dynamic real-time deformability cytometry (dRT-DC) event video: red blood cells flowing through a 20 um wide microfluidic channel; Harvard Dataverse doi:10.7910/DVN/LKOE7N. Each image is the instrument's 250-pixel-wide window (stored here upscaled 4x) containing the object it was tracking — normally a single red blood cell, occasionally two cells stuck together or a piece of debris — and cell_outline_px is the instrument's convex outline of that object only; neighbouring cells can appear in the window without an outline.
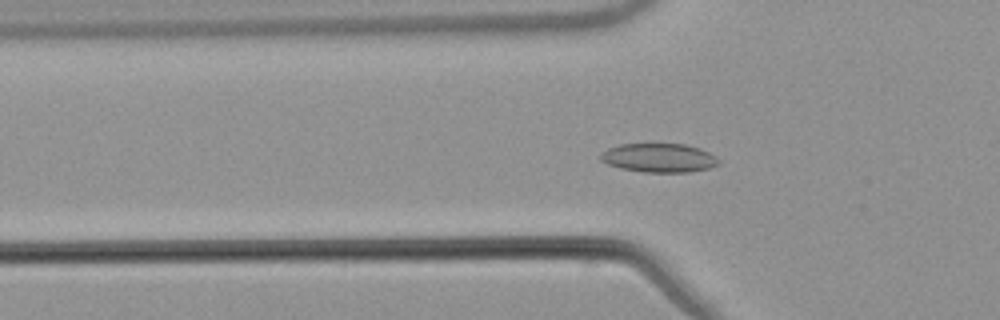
{"species": "common noctule bat (a hibernating species)", "species_latin": "Nyctalus noctula", "temperature_condition": "warm", "stored_images_in_passage": 55, "camera_frame_rate_fps": 3000, "um_per_image_px": 0.085, "animal": {"sex": "male", "body_mass_g": 21.5, "forearm_length_mm": 52.0}, "frame": {"image": 1, "passage_image": 19, "time_ms": 6.0, "image_size_px": [1000, 320], "cell_outline_px": [[720, 164], [708, 168], [688, 172], [644, 172], [620, 168], [608, 164], [600, 160], [600, 156], [608, 148], [620, 144], [684, 144], [700, 148], [716, 156], [720, 160]], "centroid_in_image_um": [56.04, 13.42], "position_along_channel_um": 69.8, "area_um2": 19.83}}
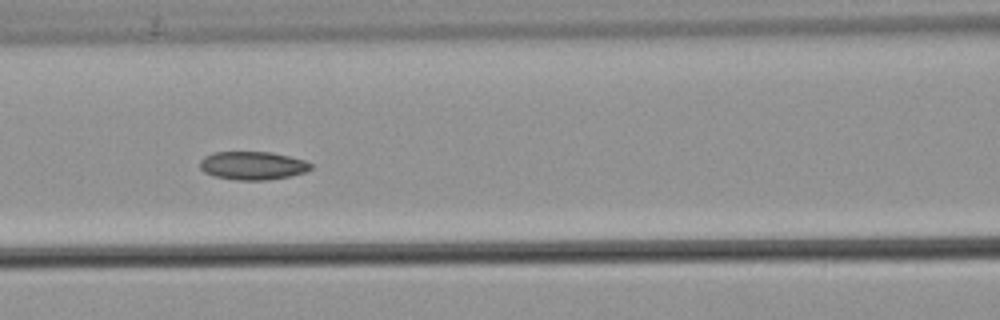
{"frame": {"image": 2, "passage_image": 25, "time_ms": 8.0, "image_size_px": [1000, 320], "cell_outline_px": [[312, 168], [304, 172], [292, 176], [264, 180], [236, 180], [212, 176], [204, 172], [200, 168], [200, 160], [204, 156], [212, 152], [272, 152], [304, 160], [312, 164]], "centroid_in_image_um": [21.45, 14.07], "position_along_channel_um": 145.2, "area_um2": 18.38}}
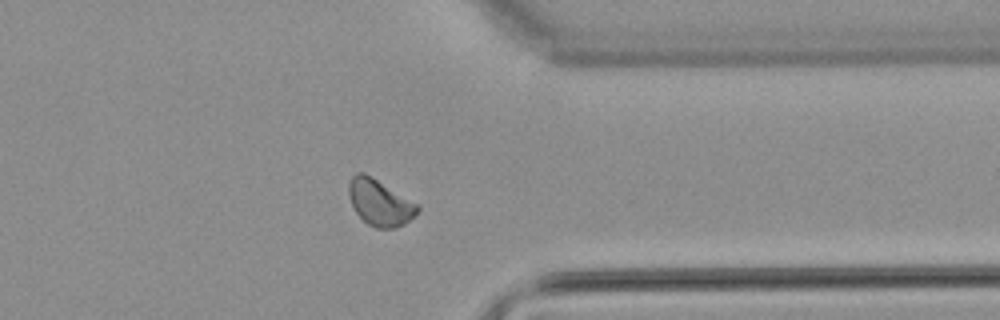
{"frame": {"image": 3, "passage_image": 44, "time_ms": 14.333, "image_size_px": [1000, 320], "cell_outline_px": [[420, 208], [404, 224], [396, 228], [376, 228], [368, 224], [356, 212], [348, 196], [348, 180], [356, 172], [364, 172], [372, 176], [420, 204]], "centroid_in_image_um": [32.27, 17.18], "position_along_channel_um": 379.1, "area_um2": 18.67}, "authors_computed_cell_mechanics": {"area_um2": 18.6694, "velocity_mm_per_s": 3.7852, "shape_relaxation_time_tau1_ms": null, "shape_relaxation_time_tau2_ms": 5.4214, "deformation_change_tau1": null, "deformation_change_tau2": 0.0835}}